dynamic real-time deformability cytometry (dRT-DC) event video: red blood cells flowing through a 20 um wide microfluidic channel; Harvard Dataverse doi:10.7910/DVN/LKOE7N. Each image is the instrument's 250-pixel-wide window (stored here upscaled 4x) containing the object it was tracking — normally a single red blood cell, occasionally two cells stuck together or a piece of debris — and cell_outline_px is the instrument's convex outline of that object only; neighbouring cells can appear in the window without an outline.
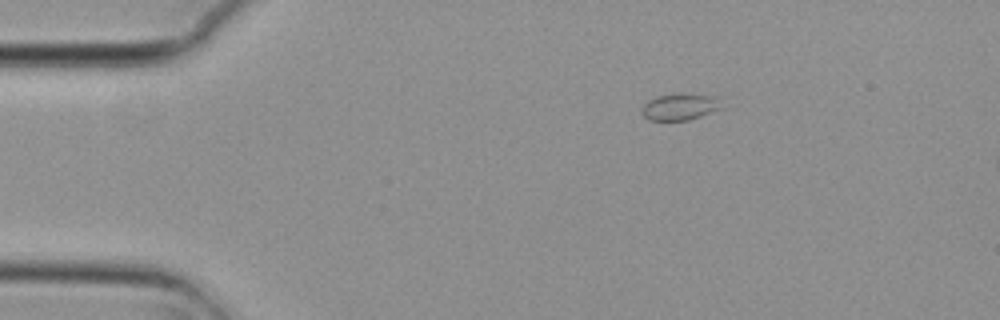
{"species": "common noctule bat (a hibernating species)", "species_latin": "Nyctalus noctula", "temperature_condition": "cold", "stored_images_in_passage": 4, "camera_frame_rate_fps": 3000, "um_per_image_px": 0.085, "animal": {"sex": "female", "body_mass_g": 29.2, "forearm_length_mm": 56.3}, "frame": {"image": 1, "passage_image": 1, "time_ms": 0.0, "image_size_px": [1000, 320], "cell_outline_px": [[724, 108], [688, 120], [648, 120], [640, 112], [640, 108], [648, 100], [656, 96], [680, 92], [692, 92], [712, 96]], "centroid_in_image_um": [57.75, 9.05], "position_along_channel_um": 27.3, "area_um2": 12.66}}